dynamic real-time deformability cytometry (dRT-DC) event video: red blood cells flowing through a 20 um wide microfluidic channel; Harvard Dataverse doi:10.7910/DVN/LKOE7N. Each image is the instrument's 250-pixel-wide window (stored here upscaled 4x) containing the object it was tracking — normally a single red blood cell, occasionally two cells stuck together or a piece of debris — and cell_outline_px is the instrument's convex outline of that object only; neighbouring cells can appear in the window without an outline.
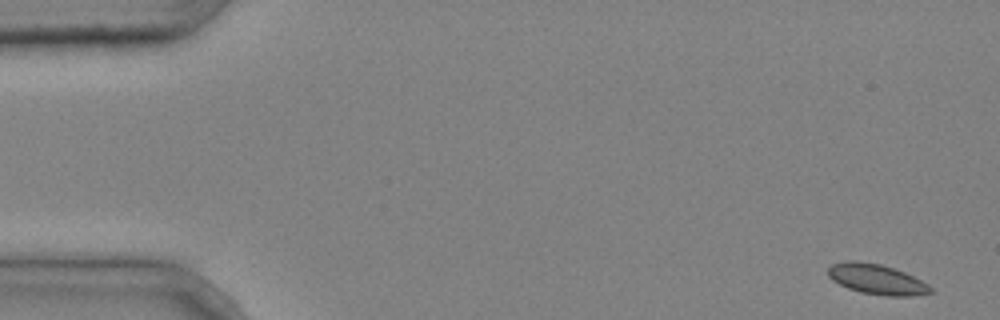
{"species": "common noctule bat (a hibernating species)", "species_latin": "Nyctalus noctula", "temperature_condition": "cold", "stored_images_in_passage": 4, "camera_frame_rate_fps": 3000, "um_per_image_px": 0.085, "animal": {"sex": "male", "body_mass_g": 20.4}, "frame": {"image": 1, "passage_image": 1, "time_ms": 0.0, "image_size_px": [1000, 320], "cell_outline_px": [[932, 292], [912, 296], [888, 296], [860, 292], [848, 288], [832, 280], [828, 276], [828, 268], [832, 264], [844, 260], [856, 260], [880, 264], [904, 272], [928, 284], [932, 288]], "centroid_in_image_um": [74.49, 23.73], "position_along_channel_um": 10.5, "area_um2": 17.98}}